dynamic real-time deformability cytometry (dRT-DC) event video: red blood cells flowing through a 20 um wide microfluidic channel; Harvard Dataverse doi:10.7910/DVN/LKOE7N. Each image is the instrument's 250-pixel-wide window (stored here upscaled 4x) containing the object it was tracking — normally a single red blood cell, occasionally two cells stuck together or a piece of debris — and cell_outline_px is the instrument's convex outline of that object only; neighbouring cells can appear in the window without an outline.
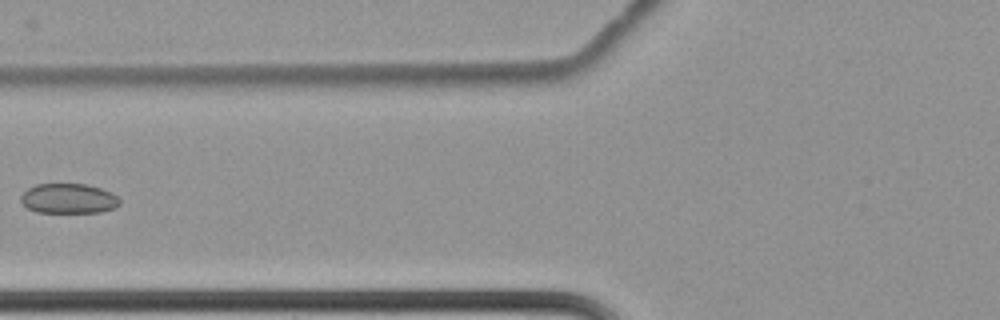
{"species": "common noctule bat (a hibernating species)", "species_latin": "Nyctalus noctula", "temperature_condition": "cold", "stored_images_in_passage": 8, "camera_frame_rate_fps": 3000, "um_per_image_px": 0.085, "animal": {"sex": "female", "body_mass_g": 22.7, "forearm_length_mm": 54.2}, "frame": {"image": 1, "passage_image": 8, "time_ms": 2.333, "image_size_px": [1000, 320], "cell_outline_px": [[120, 204], [116, 208], [100, 212], [36, 212], [28, 208], [20, 200], [20, 196], [28, 188], [36, 184], [84, 184], [100, 188], [112, 192], [120, 200]], "centroid_in_image_um": [5.84, 16.88], "position_along_channel_um": 120.0, "area_um2": 17.22}}